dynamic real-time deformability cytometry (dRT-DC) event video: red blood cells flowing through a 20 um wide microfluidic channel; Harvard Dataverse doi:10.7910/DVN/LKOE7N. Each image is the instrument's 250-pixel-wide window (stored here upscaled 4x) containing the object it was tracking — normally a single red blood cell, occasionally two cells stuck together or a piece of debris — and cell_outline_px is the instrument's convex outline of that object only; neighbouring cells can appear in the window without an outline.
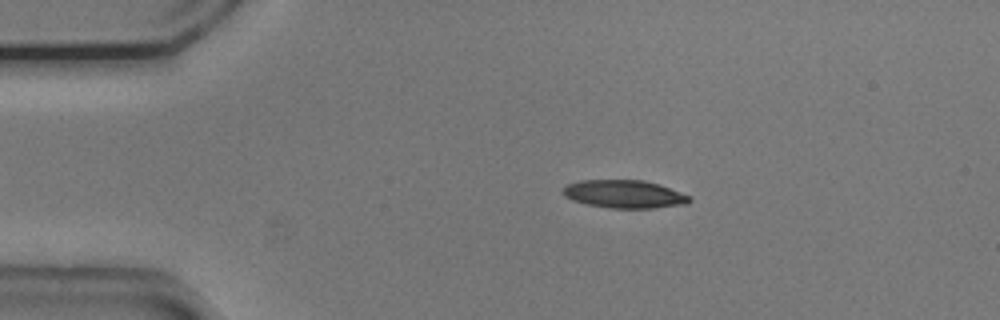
{"species": "common noctule bat (a hibernating species)", "species_latin": "Nyctalus noctula", "temperature_condition": "cold", "stored_images_in_passage": 39, "camera_frame_rate_fps": 3000, "um_per_image_px": 0.085, "animal": {"sex": "male", "body_mass_g": 20.5, "forearm_length_mm": 52.5}, "frame": {"image": 1, "passage_image": 4, "time_ms": 1.0, "image_size_px": [1000, 320], "cell_outline_px": [[692, 200], [688, 204], [652, 208], [608, 208], [588, 204], [572, 200], [564, 196], [564, 188], [568, 184], [580, 180], [644, 180], [660, 184], [692, 196]], "centroid_in_image_um": [53.13, 16.5], "position_along_channel_um": 31.9, "area_um2": 20.75}}
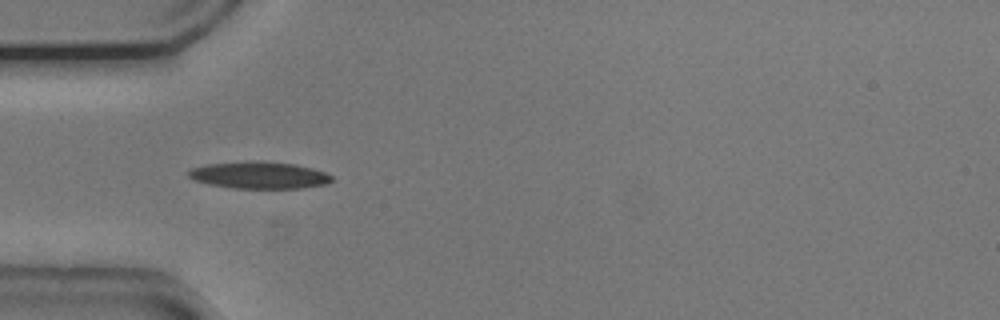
{"frame": {"image": 2, "passage_image": 10, "time_ms": 3.0, "image_size_px": [1000, 320], "cell_outline_px": [[332, 180], [328, 184], [300, 188], [232, 188], [208, 184], [196, 180], [188, 176], [188, 172], [192, 168], [208, 164], [248, 160], [260, 160], [296, 164], [312, 168], [324, 172], [332, 176]], "centroid_in_image_um": [22.04, 14.88], "position_along_channel_um": 63.0, "area_um2": 22.66}}
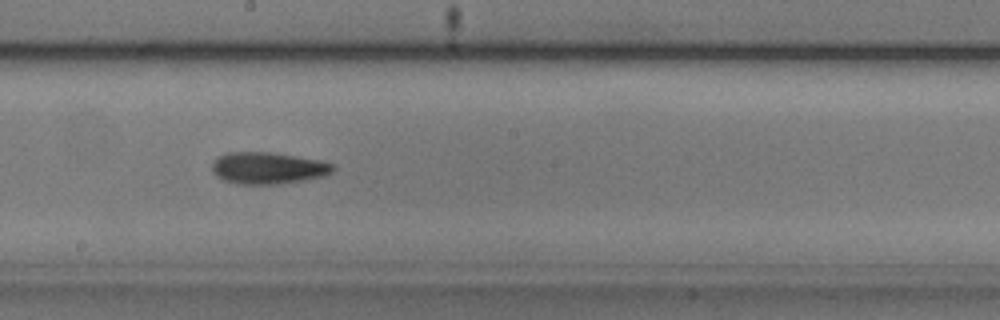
{"frame": {"image": 3, "passage_image": 23, "time_ms": 7.333, "image_size_px": [1000, 320], "cell_outline_px": [[336, 168], [332, 172], [324, 176], [304, 180], [276, 184], [236, 184], [224, 180], [216, 176], [212, 172], [212, 160], [216, 156], [228, 152], [268, 152], [320, 160], [332, 164]], "centroid_in_image_um": [22.73, 14.28], "position_along_channel_um": 225.5, "area_um2": 22.48}, "authors_computed_cell_mechanics": {"area_um2": 20.9814, "velocity_mm_per_s": 3.7585, "shape_relaxation_time_tau1_ms": 2.8793, "shape_relaxation_time_tau2_ms": null, "deformation_change_tau1": 0.1323, "deformation_change_tau2": null}}